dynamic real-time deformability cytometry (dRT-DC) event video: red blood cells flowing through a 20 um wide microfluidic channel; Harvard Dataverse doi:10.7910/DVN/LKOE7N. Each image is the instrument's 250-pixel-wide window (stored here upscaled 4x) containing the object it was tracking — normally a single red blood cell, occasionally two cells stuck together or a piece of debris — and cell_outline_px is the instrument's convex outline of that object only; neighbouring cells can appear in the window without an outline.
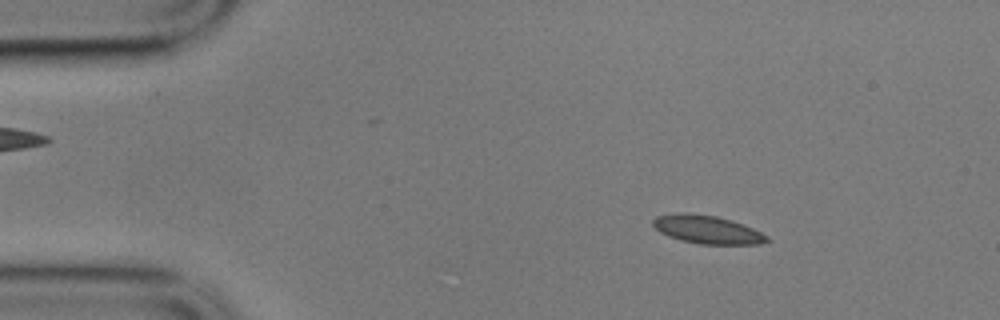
{"species": "common noctule bat (a hibernating species)", "species_latin": "Nyctalus noctula", "temperature_condition": "cold", "stored_images_in_passage": 5, "camera_frame_rate_fps": 3000, "um_per_image_px": 0.085, "animal": {"sex": "male", "body_mass_g": 17.9}, "frame": {"image": 1, "passage_image": 2, "time_ms": 0.333, "image_size_px": [1000, 320], "cell_outline_px": [[772, 240], [760, 244], [700, 244], [680, 240], [668, 236], [660, 232], [652, 224], [652, 220], [656, 216], [680, 212], [688, 212], [716, 216], [732, 220], [752, 228], [768, 236]], "centroid_in_image_um": [60.1, 19.51], "position_along_channel_um": 24.9, "area_um2": 18.84}}